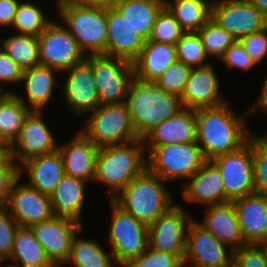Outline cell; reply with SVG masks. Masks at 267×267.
I'll return each mask as SVG.
<instances>
[{
	"instance_id": "6da1fadb",
	"label": "cell",
	"mask_w": 267,
	"mask_h": 267,
	"mask_svg": "<svg viewBox=\"0 0 267 267\" xmlns=\"http://www.w3.org/2000/svg\"><path fill=\"white\" fill-rule=\"evenodd\" d=\"M233 111L227 102L196 109V142L207 161L239 149L253 135L246 125L250 112L241 117Z\"/></svg>"
},
{
	"instance_id": "7a4b0ae2",
	"label": "cell",
	"mask_w": 267,
	"mask_h": 267,
	"mask_svg": "<svg viewBox=\"0 0 267 267\" xmlns=\"http://www.w3.org/2000/svg\"><path fill=\"white\" fill-rule=\"evenodd\" d=\"M125 103L139 138L184 109L179 96L165 92L155 82L136 77L130 83Z\"/></svg>"
},
{
	"instance_id": "3957f363",
	"label": "cell",
	"mask_w": 267,
	"mask_h": 267,
	"mask_svg": "<svg viewBox=\"0 0 267 267\" xmlns=\"http://www.w3.org/2000/svg\"><path fill=\"white\" fill-rule=\"evenodd\" d=\"M144 152L142 138L126 144L99 148L94 181L108 187L109 200L147 169Z\"/></svg>"
},
{
	"instance_id": "277c9868",
	"label": "cell",
	"mask_w": 267,
	"mask_h": 267,
	"mask_svg": "<svg viewBox=\"0 0 267 267\" xmlns=\"http://www.w3.org/2000/svg\"><path fill=\"white\" fill-rule=\"evenodd\" d=\"M165 182L146 169L112 200L136 220L149 226L174 205Z\"/></svg>"
},
{
	"instance_id": "5b68a950",
	"label": "cell",
	"mask_w": 267,
	"mask_h": 267,
	"mask_svg": "<svg viewBox=\"0 0 267 267\" xmlns=\"http://www.w3.org/2000/svg\"><path fill=\"white\" fill-rule=\"evenodd\" d=\"M59 19L87 55H106L108 30L106 6L56 3ZM66 25V26H65Z\"/></svg>"
},
{
	"instance_id": "8992f818",
	"label": "cell",
	"mask_w": 267,
	"mask_h": 267,
	"mask_svg": "<svg viewBox=\"0 0 267 267\" xmlns=\"http://www.w3.org/2000/svg\"><path fill=\"white\" fill-rule=\"evenodd\" d=\"M144 147L147 170L167 182L178 179L184 184L206 161L197 142Z\"/></svg>"
},
{
	"instance_id": "52a82bcc",
	"label": "cell",
	"mask_w": 267,
	"mask_h": 267,
	"mask_svg": "<svg viewBox=\"0 0 267 267\" xmlns=\"http://www.w3.org/2000/svg\"><path fill=\"white\" fill-rule=\"evenodd\" d=\"M80 131L97 147L121 145L139 139L126 103L98 105Z\"/></svg>"
},
{
	"instance_id": "ba28073f",
	"label": "cell",
	"mask_w": 267,
	"mask_h": 267,
	"mask_svg": "<svg viewBox=\"0 0 267 267\" xmlns=\"http://www.w3.org/2000/svg\"><path fill=\"white\" fill-rule=\"evenodd\" d=\"M111 225L108 245L114 261L124 267L148 248V226L136 220L110 199Z\"/></svg>"
},
{
	"instance_id": "9c48e42d",
	"label": "cell",
	"mask_w": 267,
	"mask_h": 267,
	"mask_svg": "<svg viewBox=\"0 0 267 267\" xmlns=\"http://www.w3.org/2000/svg\"><path fill=\"white\" fill-rule=\"evenodd\" d=\"M220 172L225 203L256 192L253 167V135L239 149L211 160Z\"/></svg>"
},
{
	"instance_id": "30bf717a",
	"label": "cell",
	"mask_w": 267,
	"mask_h": 267,
	"mask_svg": "<svg viewBox=\"0 0 267 267\" xmlns=\"http://www.w3.org/2000/svg\"><path fill=\"white\" fill-rule=\"evenodd\" d=\"M85 59L91 64L99 105L124 103L134 77L133 63L103 54L87 55Z\"/></svg>"
},
{
	"instance_id": "8fae6325",
	"label": "cell",
	"mask_w": 267,
	"mask_h": 267,
	"mask_svg": "<svg viewBox=\"0 0 267 267\" xmlns=\"http://www.w3.org/2000/svg\"><path fill=\"white\" fill-rule=\"evenodd\" d=\"M62 23L52 21L39 35L40 65L60 72L82 62L86 55Z\"/></svg>"
},
{
	"instance_id": "7c38bea8",
	"label": "cell",
	"mask_w": 267,
	"mask_h": 267,
	"mask_svg": "<svg viewBox=\"0 0 267 267\" xmlns=\"http://www.w3.org/2000/svg\"><path fill=\"white\" fill-rule=\"evenodd\" d=\"M233 253L230 247L218 241L198 221H190L186 234L184 266L233 267Z\"/></svg>"
},
{
	"instance_id": "4fadbf2b",
	"label": "cell",
	"mask_w": 267,
	"mask_h": 267,
	"mask_svg": "<svg viewBox=\"0 0 267 267\" xmlns=\"http://www.w3.org/2000/svg\"><path fill=\"white\" fill-rule=\"evenodd\" d=\"M211 19L237 40L267 27V17L248 0H213Z\"/></svg>"
},
{
	"instance_id": "5bb4252c",
	"label": "cell",
	"mask_w": 267,
	"mask_h": 267,
	"mask_svg": "<svg viewBox=\"0 0 267 267\" xmlns=\"http://www.w3.org/2000/svg\"><path fill=\"white\" fill-rule=\"evenodd\" d=\"M43 111L31 110L17 138L8 147L9 156L19 166L26 160L58 149L56 138L42 118Z\"/></svg>"
},
{
	"instance_id": "9a60e30c",
	"label": "cell",
	"mask_w": 267,
	"mask_h": 267,
	"mask_svg": "<svg viewBox=\"0 0 267 267\" xmlns=\"http://www.w3.org/2000/svg\"><path fill=\"white\" fill-rule=\"evenodd\" d=\"M29 228L51 262L56 267H61L69 258L74 237L84 226L73 219L54 215Z\"/></svg>"
},
{
	"instance_id": "2e32d148",
	"label": "cell",
	"mask_w": 267,
	"mask_h": 267,
	"mask_svg": "<svg viewBox=\"0 0 267 267\" xmlns=\"http://www.w3.org/2000/svg\"><path fill=\"white\" fill-rule=\"evenodd\" d=\"M180 205L171 206L148 226V246L179 255L184 260L187 227L193 219Z\"/></svg>"
},
{
	"instance_id": "e0dca14e",
	"label": "cell",
	"mask_w": 267,
	"mask_h": 267,
	"mask_svg": "<svg viewBox=\"0 0 267 267\" xmlns=\"http://www.w3.org/2000/svg\"><path fill=\"white\" fill-rule=\"evenodd\" d=\"M67 72V78L62 88L66 105H69L74 115L91 113L99 105V94L96 88L95 78L91 64L84 59L75 64Z\"/></svg>"
},
{
	"instance_id": "ac0fdd59",
	"label": "cell",
	"mask_w": 267,
	"mask_h": 267,
	"mask_svg": "<svg viewBox=\"0 0 267 267\" xmlns=\"http://www.w3.org/2000/svg\"><path fill=\"white\" fill-rule=\"evenodd\" d=\"M19 177L12 186L6 208L20 227H30L54 216L50 196L20 183Z\"/></svg>"
},
{
	"instance_id": "d6986e66",
	"label": "cell",
	"mask_w": 267,
	"mask_h": 267,
	"mask_svg": "<svg viewBox=\"0 0 267 267\" xmlns=\"http://www.w3.org/2000/svg\"><path fill=\"white\" fill-rule=\"evenodd\" d=\"M108 39L106 56L134 62L146 39L136 31L127 19L113 6H106Z\"/></svg>"
},
{
	"instance_id": "ffe728a7",
	"label": "cell",
	"mask_w": 267,
	"mask_h": 267,
	"mask_svg": "<svg viewBox=\"0 0 267 267\" xmlns=\"http://www.w3.org/2000/svg\"><path fill=\"white\" fill-rule=\"evenodd\" d=\"M219 81L212 64L193 67L180 97L183 107L198 109L225 103V98L220 94Z\"/></svg>"
},
{
	"instance_id": "44dd1931",
	"label": "cell",
	"mask_w": 267,
	"mask_h": 267,
	"mask_svg": "<svg viewBox=\"0 0 267 267\" xmlns=\"http://www.w3.org/2000/svg\"><path fill=\"white\" fill-rule=\"evenodd\" d=\"M68 143L58 146L66 175L88 181L95 180L97 147L81 131L76 132Z\"/></svg>"
},
{
	"instance_id": "7402d4cb",
	"label": "cell",
	"mask_w": 267,
	"mask_h": 267,
	"mask_svg": "<svg viewBox=\"0 0 267 267\" xmlns=\"http://www.w3.org/2000/svg\"><path fill=\"white\" fill-rule=\"evenodd\" d=\"M233 202L246 245H258L267 235V195L252 193Z\"/></svg>"
},
{
	"instance_id": "603a6c76",
	"label": "cell",
	"mask_w": 267,
	"mask_h": 267,
	"mask_svg": "<svg viewBox=\"0 0 267 267\" xmlns=\"http://www.w3.org/2000/svg\"><path fill=\"white\" fill-rule=\"evenodd\" d=\"M183 185L184 201L205 206L225 203L224 183L211 161L206 160Z\"/></svg>"
},
{
	"instance_id": "cb8c5ba5",
	"label": "cell",
	"mask_w": 267,
	"mask_h": 267,
	"mask_svg": "<svg viewBox=\"0 0 267 267\" xmlns=\"http://www.w3.org/2000/svg\"><path fill=\"white\" fill-rule=\"evenodd\" d=\"M204 219L198 222L218 241L233 251L246 246L233 202L208 205Z\"/></svg>"
},
{
	"instance_id": "d4e9b609",
	"label": "cell",
	"mask_w": 267,
	"mask_h": 267,
	"mask_svg": "<svg viewBox=\"0 0 267 267\" xmlns=\"http://www.w3.org/2000/svg\"><path fill=\"white\" fill-rule=\"evenodd\" d=\"M142 139L144 146L196 142V109L184 108L155 126Z\"/></svg>"
},
{
	"instance_id": "484cf974",
	"label": "cell",
	"mask_w": 267,
	"mask_h": 267,
	"mask_svg": "<svg viewBox=\"0 0 267 267\" xmlns=\"http://www.w3.org/2000/svg\"><path fill=\"white\" fill-rule=\"evenodd\" d=\"M55 72L60 73L55 68L43 65L24 70L21 84H24L23 87H25L26 100L24 99L25 97L21 96V94L19 95L13 89L12 93L30 110L44 111L53 97L54 86L60 85L55 81L57 80Z\"/></svg>"
},
{
	"instance_id": "4316f807",
	"label": "cell",
	"mask_w": 267,
	"mask_h": 267,
	"mask_svg": "<svg viewBox=\"0 0 267 267\" xmlns=\"http://www.w3.org/2000/svg\"><path fill=\"white\" fill-rule=\"evenodd\" d=\"M19 171L20 177L23 171L29 177L26 182L29 186L49 196L65 174L63 159L58 149L24 161L19 166Z\"/></svg>"
},
{
	"instance_id": "83f0119b",
	"label": "cell",
	"mask_w": 267,
	"mask_h": 267,
	"mask_svg": "<svg viewBox=\"0 0 267 267\" xmlns=\"http://www.w3.org/2000/svg\"><path fill=\"white\" fill-rule=\"evenodd\" d=\"M176 60V45L146 40L138 58L133 62L134 77L154 82Z\"/></svg>"
},
{
	"instance_id": "f1b7e54d",
	"label": "cell",
	"mask_w": 267,
	"mask_h": 267,
	"mask_svg": "<svg viewBox=\"0 0 267 267\" xmlns=\"http://www.w3.org/2000/svg\"><path fill=\"white\" fill-rule=\"evenodd\" d=\"M87 182L64 174L50 195L53 214L81 222Z\"/></svg>"
},
{
	"instance_id": "f546056e",
	"label": "cell",
	"mask_w": 267,
	"mask_h": 267,
	"mask_svg": "<svg viewBox=\"0 0 267 267\" xmlns=\"http://www.w3.org/2000/svg\"><path fill=\"white\" fill-rule=\"evenodd\" d=\"M146 40L150 38L164 0H116L112 4Z\"/></svg>"
},
{
	"instance_id": "4dcf8cb0",
	"label": "cell",
	"mask_w": 267,
	"mask_h": 267,
	"mask_svg": "<svg viewBox=\"0 0 267 267\" xmlns=\"http://www.w3.org/2000/svg\"><path fill=\"white\" fill-rule=\"evenodd\" d=\"M9 260L19 267H56L29 227H19Z\"/></svg>"
},
{
	"instance_id": "1f68e13d",
	"label": "cell",
	"mask_w": 267,
	"mask_h": 267,
	"mask_svg": "<svg viewBox=\"0 0 267 267\" xmlns=\"http://www.w3.org/2000/svg\"><path fill=\"white\" fill-rule=\"evenodd\" d=\"M185 32H198L211 19L213 0H164Z\"/></svg>"
},
{
	"instance_id": "d6a6232c",
	"label": "cell",
	"mask_w": 267,
	"mask_h": 267,
	"mask_svg": "<svg viewBox=\"0 0 267 267\" xmlns=\"http://www.w3.org/2000/svg\"><path fill=\"white\" fill-rule=\"evenodd\" d=\"M83 230L84 228L74 237L65 264L69 263L72 267H114L113 263L116 262L112 252L107 253L96 240L78 238Z\"/></svg>"
},
{
	"instance_id": "836d02e7",
	"label": "cell",
	"mask_w": 267,
	"mask_h": 267,
	"mask_svg": "<svg viewBox=\"0 0 267 267\" xmlns=\"http://www.w3.org/2000/svg\"><path fill=\"white\" fill-rule=\"evenodd\" d=\"M2 50L23 70L40 65L38 36L18 33L0 40Z\"/></svg>"
},
{
	"instance_id": "e575fe53",
	"label": "cell",
	"mask_w": 267,
	"mask_h": 267,
	"mask_svg": "<svg viewBox=\"0 0 267 267\" xmlns=\"http://www.w3.org/2000/svg\"><path fill=\"white\" fill-rule=\"evenodd\" d=\"M31 110L14 93L0 105V142L9 147L17 138L26 116Z\"/></svg>"
},
{
	"instance_id": "d590c367",
	"label": "cell",
	"mask_w": 267,
	"mask_h": 267,
	"mask_svg": "<svg viewBox=\"0 0 267 267\" xmlns=\"http://www.w3.org/2000/svg\"><path fill=\"white\" fill-rule=\"evenodd\" d=\"M52 21L37 5L20 2L12 27L18 33L38 36Z\"/></svg>"
},
{
	"instance_id": "8d00e7d4",
	"label": "cell",
	"mask_w": 267,
	"mask_h": 267,
	"mask_svg": "<svg viewBox=\"0 0 267 267\" xmlns=\"http://www.w3.org/2000/svg\"><path fill=\"white\" fill-rule=\"evenodd\" d=\"M208 57L220 59L237 39L210 19L198 31Z\"/></svg>"
},
{
	"instance_id": "74e56055",
	"label": "cell",
	"mask_w": 267,
	"mask_h": 267,
	"mask_svg": "<svg viewBox=\"0 0 267 267\" xmlns=\"http://www.w3.org/2000/svg\"><path fill=\"white\" fill-rule=\"evenodd\" d=\"M177 60L193 67L211 64L198 32H185L176 43Z\"/></svg>"
},
{
	"instance_id": "f35d334b",
	"label": "cell",
	"mask_w": 267,
	"mask_h": 267,
	"mask_svg": "<svg viewBox=\"0 0 267 267\" xmlns=\"http://www.w3.org/2000/svg\"><path fill=\"white\" fill-rule=\"evenodd\" d=\"M185 31L181 28L173 14L164 6L158 13L152 33L148 40L176 45Z\"/></svg>"
},
{
	"instance_id": "ab89813d",
	"label": "cell",
	"mask_w": 267,
	"mask_h": 267,
	"mask_svg": "<svg viewBox=\"0 0 267 267\" xmlns=\"http://www.w3.org/2000/svg\"><path fill=\"white\" fill-rule=\"evenodd\" d=\"M191 70V66L176 60L154 82L165 92L181 97Z\"/></svg>"
},
{
	"instance_id": "60d3db41",
	"label": "cell",
	"mask_w": 267,
	"mask_h": 267,
	"mask_svg": "<svg viewBox=\"0 0 267 267\" xmlns=\"http://www.w3.org/2000/svg\"><path fill=\"white\" fill-rule=\"evenodd\" d=\"M124 267H184V260L176 254L148 248Z\"/></svg>"
},
{
	"instance_id": "b9f144b4",
	"label": "cell",
	"mask_w": 267,
	"mask_h": 267,
	"mask_svg": "<svg viewBox=\"0 0 267 267\" xmlns=\"http://www.w3.org/2000/svg\"><path fill=\"white\" fill-rule=\"evenodd\" d=\"M20 225L6 207H0V256L10 258L14 236Z\"/></svg>"
},
{
	"instance_id": "7bdbcfd3",
	"label": "cell",
	"mask_w": 267,
	"mask_h": 267,
	"mask_svg": "<svg viewBox=\"0 0 267 267\" xmlns=\"http://www.w3.org/2000/svg\"><path fill=\"white\" fill-rule=\"evenodd\" d=\"M253 167L256 192L267 195V149L254 136Z\"/></svg>"
},
{
	"instance_id": "ee69618b",
	"label": "cell",
	"mask_w": 267,
	"mask_h": 267,
	"mask_svg": "<svg viewBox=\"0 0 267 267\" xmlns=\"http://www.w3.org/2000/svg\"><path fill=\"white\" fill-rule=\"evenodd\" d=\"M256 65L267 58V27L238 40Z\"/></svg>"
},
{
	"instance_id": "f6af8a7d",
	"label": "cell",
	"mask_w": 267,
	"mask_h": 267,
	"mask_svg": "<svg viewBox=\"0 0 267 267\" xmlns=\"http://www.w3.org/2000/svg\"><path fill=\"white\" fill-rule=\"evenodd\" d=\"M233 267H267V256L258 245H246L234 250Z\"/></svg>"
},
{
	"instance_id": "bcb514c9",
	"label": "cell",
	"mask_w": 267,
	"mask_h": 267,
	"mask_svg": "<svg viewBox=\"0 0 267 267\" xmlns=\"http://www.w3.org/2000/svg\"><path fill=\"white\" fill-rule=\"evenodd\" d=\"M19 177V165L8 156L0 164V207L6 206L12 186Z\"/></svg>"
},
{
	"instance_id": "7dc6e473",
	"label": "cell",
	"mask_w": 267,
	"mask_h": 267,
	"mask_svg": "<svg viewBox=\"0 0 267 267\" xmlns=\"http://www.w3.org/2000/svg\"><path fill=\"white\" fill-rule=\"evenodd\" d=\"M219 60L224 62V65L228 69L238 68L246 72L256 66L255 62L246 53L244 47L238 40L224 52Z\"/></svg>"
},
{
	"instance_id": "c3c4849f",
	"label": "cell",
	"mask_w": 267,
	"mask_h": 267,
	"mask_svg": "<svg viewBox=\"0 0 267 267\" xmlns=\"http://www.w3.org/2000/svg\"><path fill=\"white\" fill-rule=\"evenodd\" d=\"M23 71L24 70L0 48V90L5 89L4 83L6 85L21 83Z\"/></svg>"
},
{
	"instance_id": "681fc988",
	"label": "cell",
	"mask_w": 267,
	"mask_h": 267,
	"mask_svg": "<svg viewBox=\"0 0 267 267\" xmlns=\"http://www.w3.org/2000/svg\"><path fill=\"white\" fill-rule=\"evenodd\" d=\"M18 0H0V26L9 27L14 23L16 10L19 5Z\"/></svg>"
},
{
	"instance_id": "f907efd6",
	"label": "cell",
	"mask_w": 267,
	"mask_h": 267,
	"mask_svg": "<svg viewBox=\"0 0 267 267\" xmlns=\"http://www.w3.org/2000/svg\"><path fill=\"white\" fill-rule=\"evenodd\" d=\"M247 110L250 112V114L256 110H262V112L263 110L264 112L267 111V73L258 99H256L255 103L251 104Z\"/></svg>"
},
{
	"instance_id": "816d5d0a",
	"label": "cell",
	"mask_w": 267,
	"mask_h": 267,
	"mask_svg": "<svg viewBox=\"0 0 267 267\" xmlns=\"http://www.w3.org/2000/svg\"><path fill=\"white\" fill-rule=\"evenodd\" d=\"M81 5H99V6H109L112 5L116 0H68Z\"/></svg>"
},
{
	"instance_id": "f5cc1de1",
	"label": "cell",
	"mask_w": 267,
	"mask_h": 267,
	"mask_svg": "<svg viewBox=\"0 0 267 267\" xmlns=\"http://www.w3.org/2000/svg\"><path fill=\"white\" fill-rule=\"evenodd\" d=\"M267 17V0H248Z\"/></svg>"
},
{
	"instance_id": "db71d44e",
	"label": "cell",
	"mask_w": 267,
	"mask_h": 267,
	"mask_svg": "<svg viewBox=\"0 0 267 267\" xmlns=\"http://www.w3.org/2000/svg\"><path fill=\"white\" fill-rule=\"evenodd\" d=\"M9 156L8 147L0 142V164Z\"/></svg>"
},
{
	"instance_id": "11a10c76",
	"label": "cell",
	"mask_w": 267,
	"mask_h": 267,
	"mask_svg": "<svg viewBox=\"0 0 267 267\" xmlns=\"http://www.w3.org/2000/svg\"><path fill=\"white\" fill-rule=\"evenodd\" d=\"M253 136L267 149V133L262 135H256L253 133Z\"/></svg>"
},
{
	"instance_id": "9f6ffc18",
	"label": "cell",
	"mask_w": 267,
	"mask_h": 267,
	"mask_svg": "<svg viewBox=\"0 0 267 267\" xmlns=\"http://www.w3.org/2000/svg\"><path fill=\"white\" fill-rule=\"evenodd\" d=\"M258 246L264 251L267 256V235L258 243Z\"/></svg>"
},
{
	"instance_id": "6f0895ef",
	"label": "cell",
	"mask_w": 267,
	"mask_h": 267,
	"mask_svg": "<svg viewBox=\"0 0 267 267\" xmlns=\"http://www.w3.org/2000/svg\"><path fill=\"white\" fill-rule=\"evenodd\" d=\"M11 93V90H0V105Z\"/></svg>"
},
{
	"instance_id": "680465c9",
	"label": "cell",
	"mask_w": 267,
	"mask_h": 267,
	"mask_svg": "<svg viewBox=\"0 0 267 267\" xmlns=\"http://www.w3.org/2000/svg\"><path fill=\"white\" fill-rule=\"evenodd\" d=\"M2 267H19L18 265H16L15 263H13L12 261H11V263L10 264H6V265H4V266H2Z\"/></svg>"
},
{
	"instance_id": "91938a15",
	"label": "cell",
	"mask_w": 267,
	"mask_h": 267,
	"mask_svg": "<svg viewBox=\"0 0 267 267\" xmlns=\"http://www.w3.org/2000/svg\"><path fill=\"white\" fill-rule=\"evenodd\" d=\"M4 261L6 260L0 256V264H2Z\"/></svg>"
},
{
	"instance_id": "94428289",
	"label": "cell",
	"mask_w": 267,
	"mask_h": 267,
	"mask_svg": "<svg viewBox=\"0 0 267 267\" xmlns=\"http://www.w3.org/2000/svg\"><path fill=\"white\" fill-rule=\"evenodd\" d=\"M56 3L62 2V1H68V0H56Z\"/></svg>"
}]
</instances>
